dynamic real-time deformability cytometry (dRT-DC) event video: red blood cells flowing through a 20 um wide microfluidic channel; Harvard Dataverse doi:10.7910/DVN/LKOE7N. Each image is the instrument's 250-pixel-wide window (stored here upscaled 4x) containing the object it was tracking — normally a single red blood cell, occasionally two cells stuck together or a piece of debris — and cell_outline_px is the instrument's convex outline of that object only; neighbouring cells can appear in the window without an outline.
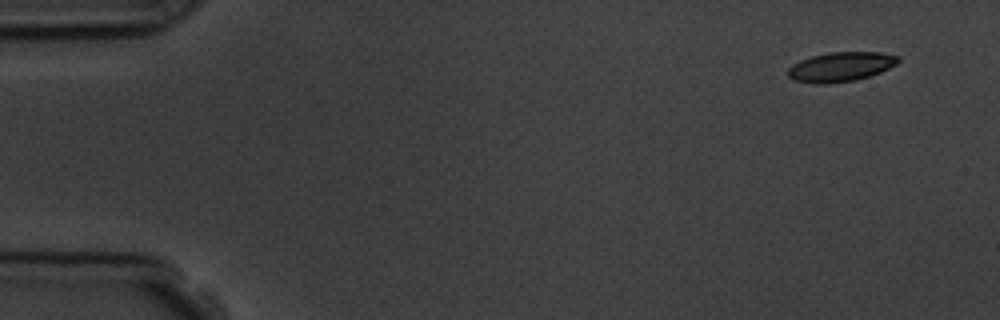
{"species": "common noctule bat (a hibernating species)", "species_latin": "Nyctalus noctula", "temperature_condition": "room temperature", "stored_images_in_passage": 5, "camera_frame_rate_fps": 3000, "um_per_image_px": 0.085, "animal": {"sex": "male", "body_mass_g": 19.5, "forearm_length_mm": 54.6}, "frame": {"image": 1, "passage_image": 1, "time_ms": 0.0, "image_size_px": [1000, 320], "cell_outline_px": [[900, 60], [896, 64], [880, 72], [856, 80], [828, 84], [816, 84], [796, 80], [788, 76], [788, 68], [792, 64], [800, 60], [812, 56], [828, 52], [880, 52], [900, 56]], "centroid_in_image_um": [71.46, 5.67], "position_along_channel_um": 13.5, "area_um2": 18.96}}
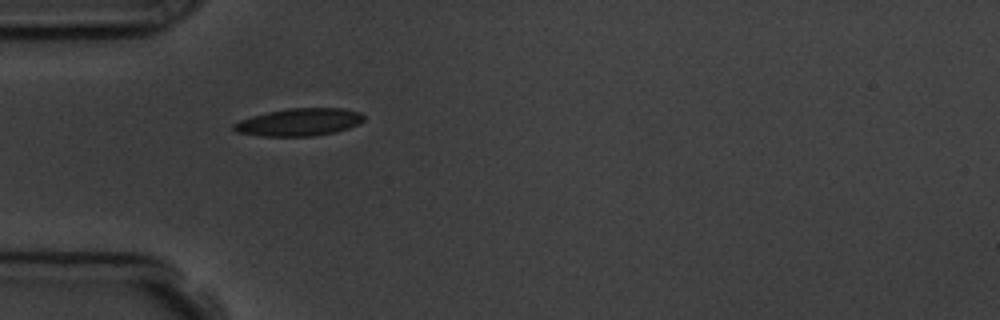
{"frame": {"image": 2, "passage_image": 4, "time_ms": 4.333, "image_size_px": [1000, 320], "cell_outline_px": [[364, 120], [360, 124], [336, 132], [312, 136], [260, 136], [236, 132], [232, 128], [232, 124], [240, 120], [252, 116], [268, 112], [288, 108], [340, 108], [360, 112], [364, 116]], "centroid_in_image_um": [25.43, 10.38], "position_along_channel_um": 59.6, "area_um2": 20.92}}